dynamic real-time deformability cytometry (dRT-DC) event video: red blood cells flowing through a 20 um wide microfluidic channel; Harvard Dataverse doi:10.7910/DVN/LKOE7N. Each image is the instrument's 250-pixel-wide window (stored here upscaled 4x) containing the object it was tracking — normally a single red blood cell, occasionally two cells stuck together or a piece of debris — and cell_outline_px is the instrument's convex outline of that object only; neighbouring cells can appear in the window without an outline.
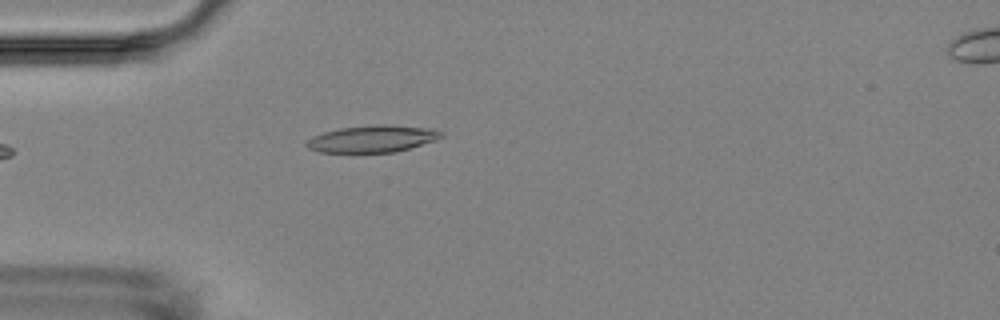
{"species": "Egyptian fruit bat (a non-hibernating species)", "species_latin": "Rousettus aegyptiacus", "temperature_condition": "room temperature", "stored_images_in_passage": 3, "camera_frame_rate_fps": 3000, "um_per_image_px": 0.085, "animal": {"sex": "female"}, "frame": {"image": 1, "passage_image": 3, "time_ms": 2.333, "image_size_px": [1000, 320], "cell_outline_px": [[444, 136], [436, 140], [408, 148], [392, 152], [320, 152], [308, 148], [304, 144], [312, 136], [324, 132], [340, 128], [376, 124], [384, 124], [432, 128], [444, 132]], "centroid_in_image_um": [31.67, 11.78], "position_along_channel_um": 53.3, "area_um2": 21.1}}